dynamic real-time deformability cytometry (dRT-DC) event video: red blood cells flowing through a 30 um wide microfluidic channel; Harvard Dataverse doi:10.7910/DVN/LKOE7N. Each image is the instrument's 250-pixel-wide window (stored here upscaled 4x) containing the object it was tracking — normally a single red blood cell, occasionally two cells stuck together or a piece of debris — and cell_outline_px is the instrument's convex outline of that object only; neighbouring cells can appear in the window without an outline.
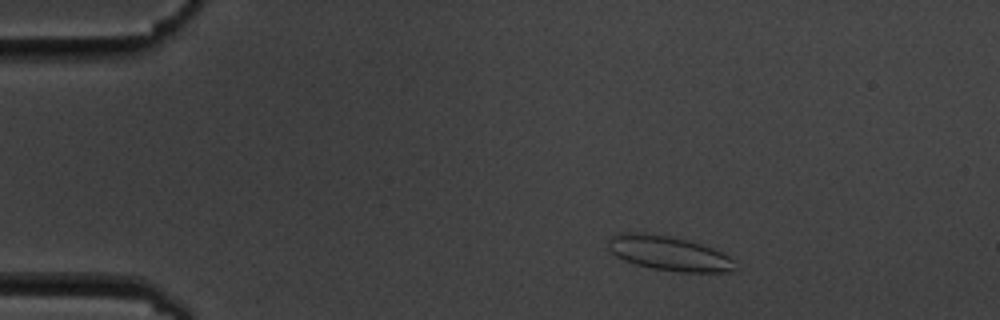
{"species": "common noctule bat (a hibernating species)", "species_latin": "Nyctalus noctula", "temperature_condition": "cold", "stored_images_in_passage": 4, "camera_frame_rate_fps": 3000, "um_per_image_px": 0.085, "animal": {"sex": "male", "body_mass_g": 19.5, "forearm_length_mm": 54.6}, "frame": {"image": 1, "passage_image": 3, "time_ms": 2.0, "image_size_px": [1000, 320], "cell_outline_px": [[736, 268], [728, 272], [680, 272], [652, 268], [636, 264], [624, 260], [616, 256], [608, 248], [608, 240], [616, 232], [640, 232], [668, 236], [688, 240], [712, 248], [736, 260]], "centroid_in_image_um": [56.84, 21.53], "position_along_channel_um": 28.2, "area_um2": 25.55}}